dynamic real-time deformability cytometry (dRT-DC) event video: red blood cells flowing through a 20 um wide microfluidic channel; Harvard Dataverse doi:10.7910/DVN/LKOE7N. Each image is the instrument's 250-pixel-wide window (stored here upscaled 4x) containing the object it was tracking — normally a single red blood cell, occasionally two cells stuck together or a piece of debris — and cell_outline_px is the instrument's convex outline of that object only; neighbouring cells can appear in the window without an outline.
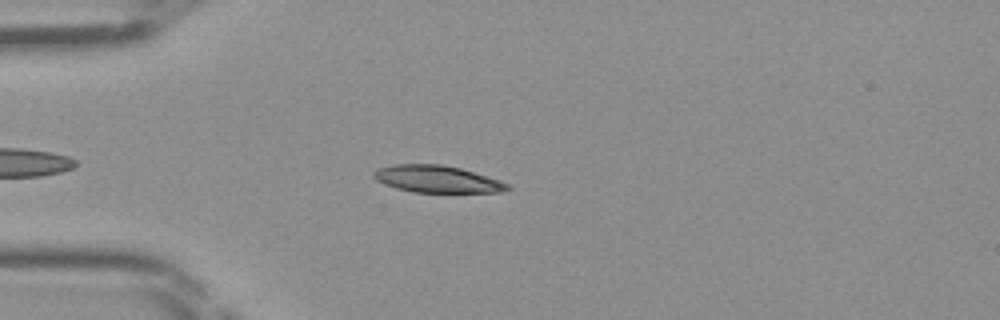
{"species": "Egyptian fruit bat (a non-hibernating species)", "species_latin": "Rousettus aegyptiacus", "temperature_condition": "room temperature", "stored_images_in_passage": 40, "camera_frame_rate_fps": 3000, "um_per_image_px": 0.085, "frame": {"image": 1, "passage_image": 6, "time_ms": 1.667, "image_size_px": [1000, 320], "cell_outline_px": [[512, 188], [500, 192], [412, 192], [396, 188], [384, 184], [376, 180], [372, 176], [372, 172], [380, 168], [396, 164], [440, 164], [460, 168], [500, 180], [508, 184]], "centroid_in_image_um": [37.13, 15.22], "position_along_channel_um": 47.9, "area_um2": 20.98}}
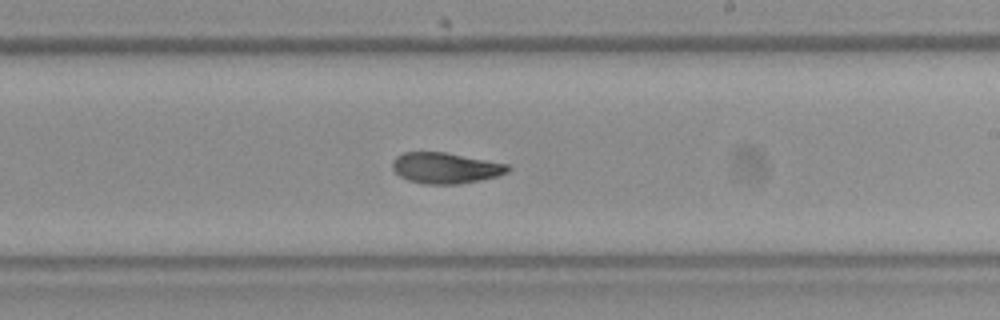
{"frame": {"image": 2, "passage_image": 21, "time_ms": 6.667, "image_size_px": [1000, 320], "cell_outline_px": [[512, 168], [508, 172], [496, 176], [480, 180], [460, 184], [424, 184], [408, 180], [400, 176], [392, 168], [392, 160], [396, 156], [404, 152], [444, 152], [508, 164]], "centroid_in_image_um": [37.86, 14.28], "position_along_channel_um": 251.1, "area_um2": 20.75}}
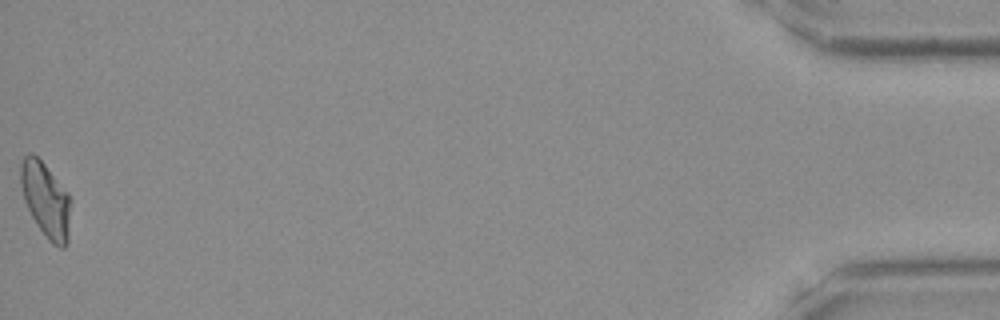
{"frame": {"image": 3, "passage_image": 40, "time_ms": 13.0, "image_size_px": [1000, 320], "cell_outline_px": [[72, 200], [68, 244], [64, 248], [60, 248], [52, 244], [48, 240], [36, 224], [24, 200], [20, 184], [20, 164], [24, 156], [28, 152], [32, 152], [44, 164], [68, 192]], "centroid_in_image_um": [3.91, 17.01], "position_along_channel_um": 431.3, "area_um2": 22.25}}